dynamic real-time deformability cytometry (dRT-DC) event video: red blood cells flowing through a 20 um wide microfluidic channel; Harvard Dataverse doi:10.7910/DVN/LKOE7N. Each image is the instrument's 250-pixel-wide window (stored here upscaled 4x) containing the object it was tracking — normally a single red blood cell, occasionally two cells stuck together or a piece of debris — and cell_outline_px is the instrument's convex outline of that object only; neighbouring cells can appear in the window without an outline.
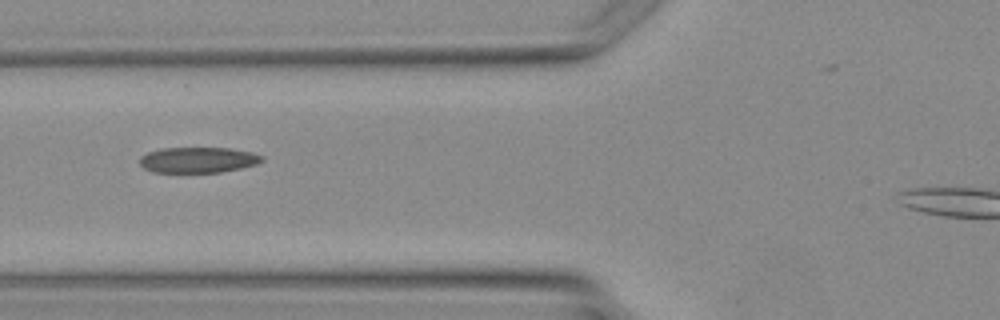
{"species": "Egyptian fruit bat (a non-hibernating species)", "species_latin": "Rousettus aegyptiacus", "temperature_condition": "warm", "stored_images_in_passage": 7, "camera_frame_rate_fps": 3000, "um_per_image_px": 0.085, "animal": {"sex": "female"}, "frame": {"image": 1, "passage_image": 5, "time_ms": 5.0, "image_size_px": [1000, 320], "cell_outline_px": [[264, 160], [256, 164], [240, 168], [220, 172], [152, 172], [144, 168], [140, 164], [140, 156], [148, 152], [160, 148], [228, 148], [248, 152], [264, 156]], "centroid_in_image_um": [16.8, 13.59], "position_along_channel_um": 109.0, "area_um2": 18.15}}